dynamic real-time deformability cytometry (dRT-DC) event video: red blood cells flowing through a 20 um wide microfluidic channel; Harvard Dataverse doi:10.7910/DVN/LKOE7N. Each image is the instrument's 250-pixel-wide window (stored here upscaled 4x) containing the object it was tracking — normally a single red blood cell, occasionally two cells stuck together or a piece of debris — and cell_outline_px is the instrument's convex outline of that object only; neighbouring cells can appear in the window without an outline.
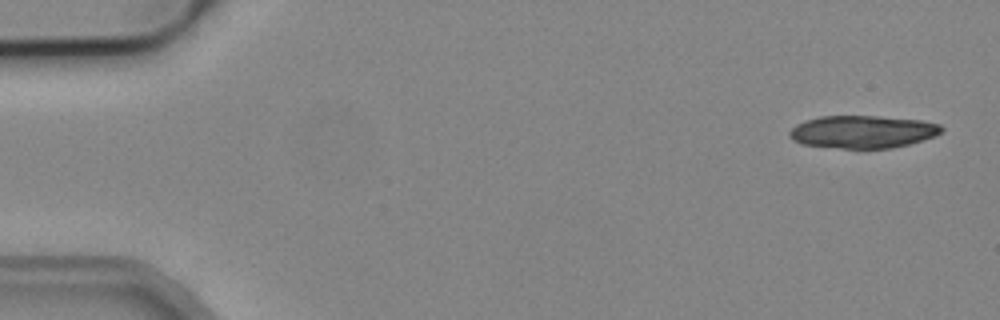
{"species": "common noctule bat (a hibernating species)", "species_latin": "Nyctalus noctula", "temperature_condition": "cold", "stored_images_in_passage": 4, "camera_frame_rate_fps": 3000, "um_per_image_px": 0.085, "animal": {"sex": "male", "body_mass_g": 19.2, "forearm_length_mm": 51.8}, "frame": {"image": 1, "passage_image": 1, "time_ms": 0.0, "image_size_px": [1000, 320], "cell_outline_px": [[944, 128], [936, 136], [908, 144], [892, 148], [840, 148], [800, 144], [792, 140], [788, 136], [788, 132], [796, 124], [804, 120], [820, 116], [876, 116], [920, 120], [940, 124]], "centroid_in_image_um": [73.29, 11.2], "position_along_channel_um": 11.7, "area_um2": 29.02}}